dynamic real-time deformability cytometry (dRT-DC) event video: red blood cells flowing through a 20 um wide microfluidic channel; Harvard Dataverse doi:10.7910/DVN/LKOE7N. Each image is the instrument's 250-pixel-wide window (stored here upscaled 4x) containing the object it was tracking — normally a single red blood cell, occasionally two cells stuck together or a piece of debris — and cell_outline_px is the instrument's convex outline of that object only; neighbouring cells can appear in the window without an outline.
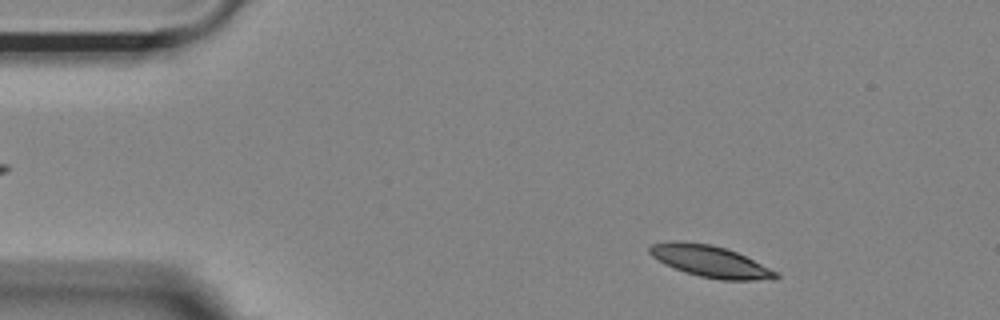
{"species": "Egyptian fruit bat (a non-hibernating species)", "species_latin": "Rousettus aegyptiacus", "temperature_condition": "room temperature", "stored_images_in_passage": 51, "camera_frame_rate_fps": 3000, "um_per_image_px": 0.085, "animal": {"sex": "female"}, "frame": {"image": 1, "passage_image": 4, "time_ms": 1.0, "image_size_px": [1000, 320], "cell_outline_px": [[780, 276], [772, 280], [720, 280], [700, 276], [684, 272], [664, 264], [652, 256], [648, 252], [648, 248], [652, 244], [680, 240], [712, 244], [736, 252], [776, 272]], "centroid_in_image_um": [60.32, 22.21], "position_along_channel_um": 24.7, "area_um2": 23.06}}
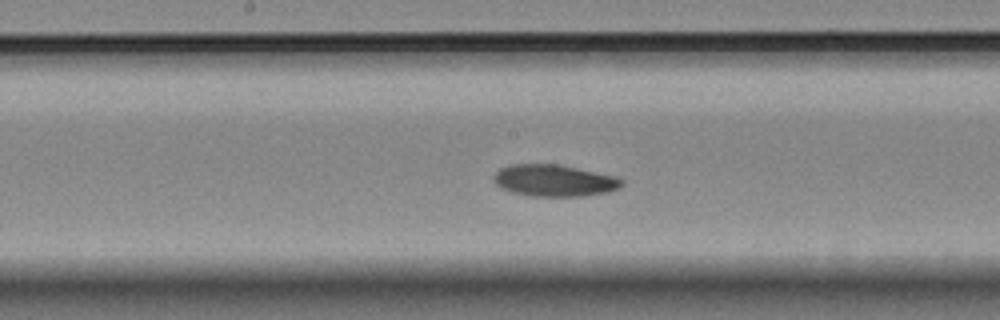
{"frame": {"image": 2, "passage_image": 24, "time_ms": 7.667, "image_size_px": [1000, 320], "cell_outline_px": [[624, 184], [608, 192], [584, 196], [532, 196], [512, 192], [500, 188], [492, 180], [492, 176], [500, 168], [508, 164], [556, 164], [616, 176], [624, 180]], "centroid_in_image_um": [47.07, 15.34], "position_along_channel_um": 201.1, "area_um2": 23.76}}
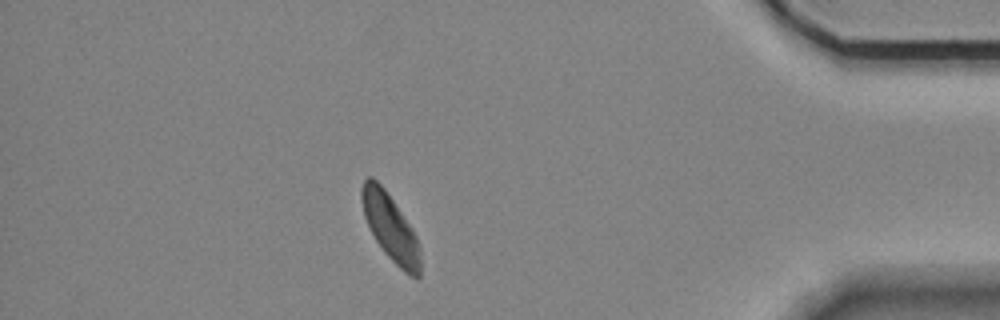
{"frame": {"image": 3, "passage_image": 44, "time_ms": 14.333, "image_size_px": [1000, 320], "cell_outline_px": [[420, 276], [408, 276], [384, 252], [376, 240], [364, 216], [360, 196], [360, 188], [364, 180], [368, 176], [372, 176], [384, 188], [412, 228], [416, 236], [420, 248]], "centroid_in_image_um": [33.17, 19.32], "position_along_channel_um": 402.0, "area_um2": 22.54}, "authors_computed_cell_mechanics": {"area_um2": 23.12, "velocity_mm_per_s": 3.6389, "shape_relaxation_time_tau1_ms": 4.3185, "shape_relaxation_time_tau2_ms": 10.2948, "deformation_change_tau1": 0.1211, "deformation_change_tau2": 0.1318}}